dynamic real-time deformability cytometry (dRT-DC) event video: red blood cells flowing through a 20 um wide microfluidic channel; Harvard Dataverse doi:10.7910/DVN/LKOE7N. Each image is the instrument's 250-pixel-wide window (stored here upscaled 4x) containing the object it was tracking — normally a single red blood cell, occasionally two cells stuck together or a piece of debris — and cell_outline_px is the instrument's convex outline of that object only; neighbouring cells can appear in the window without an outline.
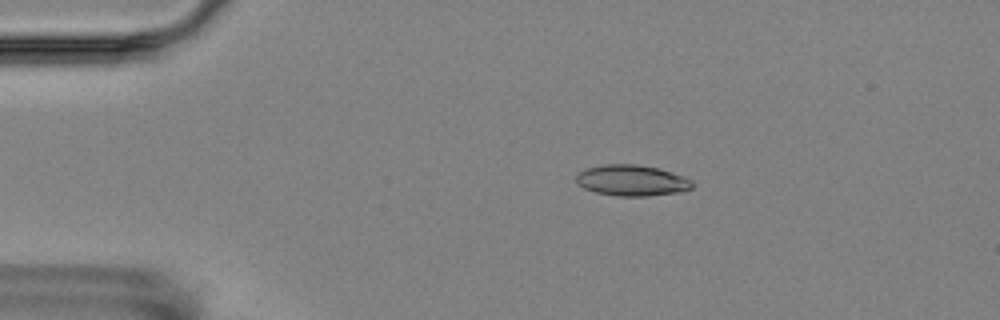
{"species": "Egyptian fruit bat (a non-hibernating species)", "species_latin": "Rousettus aegyptiacus", "temperature_condition": "room temperature", "stored_images_in_passage": 8, "camera_frame_rate_fps": 3000, "um_per_image_px": 0.085, "animal": {"sex": "female"}, "frame": {"image": 1, "passage_image": 3, "time_ms": 2.333, "image_size_px": [1000, 320], "cell_outline_px": [[696, 184], [692, 188], [684, 192], [648, 196], [616, 196], [596, 192], [584, 188], [576, 184], [576, 176], [580, 172], [588, 168], [604, 164], [636, 164], [660, 168], [684, 176], [692, 180]], "centroid_in_image_um": [53.77, 15.34], "position_along_channel_um": 31.2, "area_um2": 21.27}}
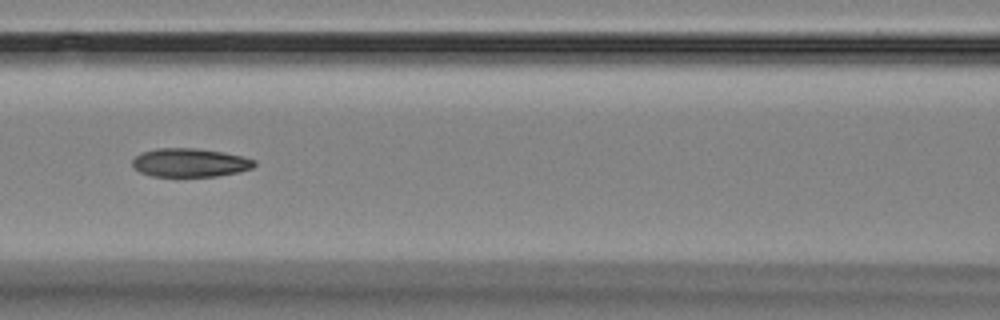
{"frame": {"image": 2, "passage_image": 7, "time_ms": 7.0, "image_size_px": [1000, 320], "cell_outline_px": [[256, 164], [252, 168], [236, 172], [216, 176], [152, 176], [140, 172], [132, 164], [132, 160], [136, 156], [144, 152], [156, 148], [196, 148], [224, 152], [256, 160]], "centroid_in_image_um": [16.15, 13.82], "position_along_channel_um": 150.5, "area_um2": 20.11}}
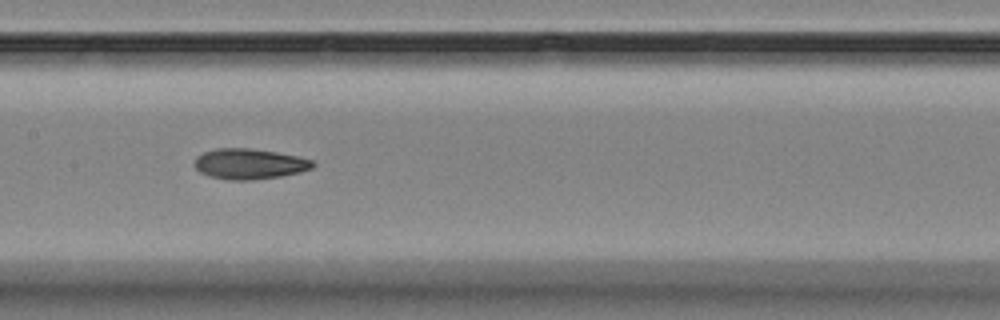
{"frame": {"image": 3, "passage_image": 8, "time_ms": 8.0, "image_size_px": [1000, 320], "cell_outline_px": [[316, 164], [312, 168], [300, 172], [280, 176], [252, 180], [228, 180], [208, 176], [200, 172], [196, 168], [196, 156], [204, 152], [216, 148], [248, 148], [276, 152], [300, 156], [312, 160]], "centroid_in_image_um": [21.21, 13.93], "position_along_channel_um": 186.2, "area_um2": 21.04}}